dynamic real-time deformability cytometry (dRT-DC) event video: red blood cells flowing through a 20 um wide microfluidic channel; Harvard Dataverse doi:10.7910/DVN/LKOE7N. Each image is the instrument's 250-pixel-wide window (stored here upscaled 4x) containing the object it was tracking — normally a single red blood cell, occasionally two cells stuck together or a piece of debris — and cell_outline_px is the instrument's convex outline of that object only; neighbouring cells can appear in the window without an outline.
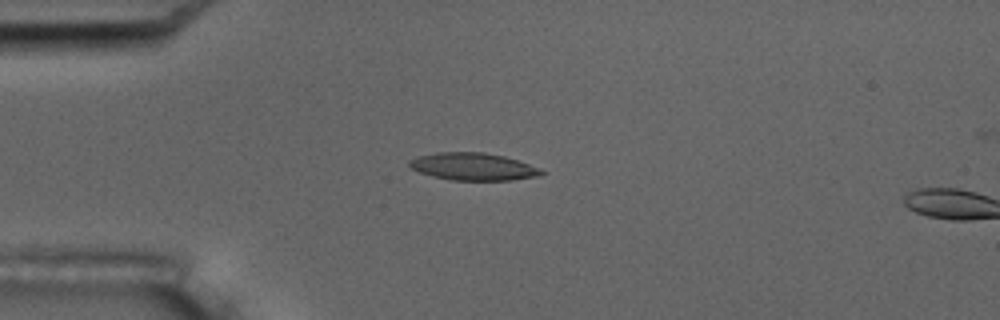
{"species": "common noctule bat (a hibernating species)", "species_latin": "Nyctalus noctula", "temperature_condition": "room temperature", "stored_images_in_passage": 6, "camera_frame_rate_fps": 3000, "um_per_image_px": 0.085, "animal": {"sex": "male", "body_mass_g": 17.5, "forearm_length_mm": 52.3}, "frame": {"image": 1, "passage_image": 5, "time_ms": 4.667, "image_size_px": [1000, 320], "cell_outline_px": [[544, 172], [540, 176], [512, 180], [452, 180], [432, 176], [420, 172], [412, 168], [408, 164], [408, 160], [416, 156], [436, 152], [484, 152], [504, 156], [540, 168]], "centroid_in_image_um": [40.19, 14.16], "position_along_channel_um": 44.8, "area_um2": 21.1}}